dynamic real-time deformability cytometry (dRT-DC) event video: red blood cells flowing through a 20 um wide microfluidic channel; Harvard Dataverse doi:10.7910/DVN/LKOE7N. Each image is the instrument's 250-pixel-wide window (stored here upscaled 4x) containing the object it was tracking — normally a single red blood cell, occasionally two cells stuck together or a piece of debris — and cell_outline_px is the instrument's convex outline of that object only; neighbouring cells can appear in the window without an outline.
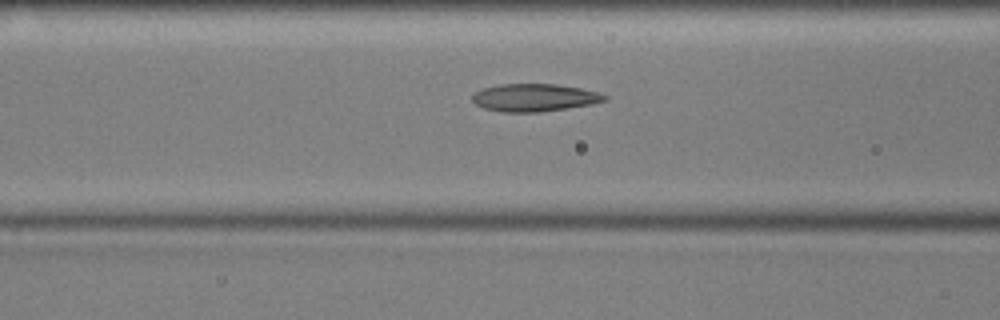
{"species": "common noctule bat (a hibernating species)", "species_latin": "Nyctalus noctula", "temperature_condition": "cold", "stored_images_in_passage": 36, "camera_frame_rate_fps": 3000, "um_per_image_px": 0.085, "animal": {"sex": "male", "body_mass_g": 17.9, "forearm_length_mm": 54.2}, "frame": {"image": 1, "passage_image": 9, "time_ms": 2.667, "image_size_px": [1000, 320], "cell_outline_px": [[608, 100], [588, 104], [540, 112], [504, 112], [484, 108], [476, 104], [472, 100], [472, 96], [476, 92], [484, 88], [500, 84], [556, 84], [580, 88], [600, 92], [608, 96]], "centroid_in_image_um": [45.43, 8.29], "position_along_channel_um": 121.2, "area_um2": 21.1}}
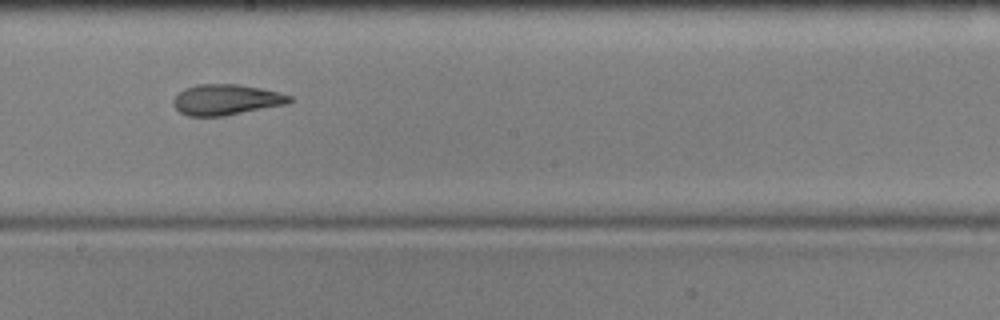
{"frame": {"image": 2, "passage_image": 18, "time_ms": 5.667, "image_size_px": [1000, 320], "cell_outline_px": [[292, 100], [288, 104], [224, 116], [188, 116], [180, 112], [172, 104], [172, 100], [184, 88], [196, 84], [240, 84], [280, 92], [292, 96]], "centroid_in_image_um": [19.23, 8.47], "position_along_channel_um": 229.0, "area_um2": 20.92}}
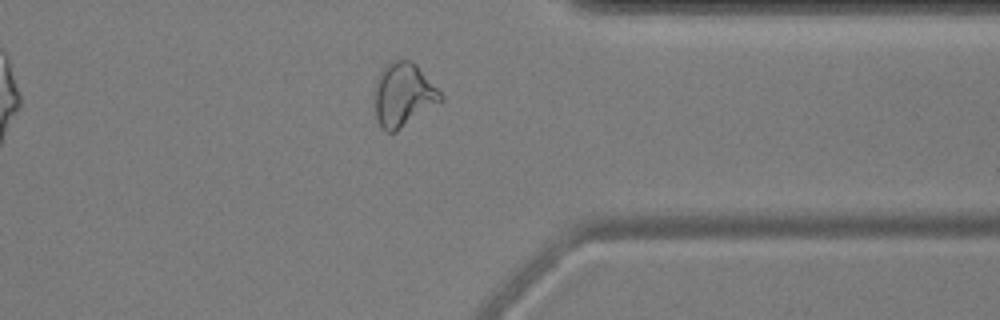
{"frame": {"image": 3, "passage_image": 31, "time_ms": 10.0, "image_size_px": [1000, 320], "cell_outline_px": [[444, 100], [396, 132], [388, 132], [380, 128], [376, 116], [372, 96], [376, 80], [380, 72], [392, 60], [412, 60], [416, 64], [444, 96]], "centroid_in_image_um": [34.26, 8.08], "position_along_channel_um": 377.1, "area_um2": 24.85}, "authors_computed_cell_mechanics": {"area_um2": 21.1259, "velocity_mm_per_s": 3.5871, "shape_relaxation_time_tau1_ms": 5.439, "shape_relaxation_time_tau2_ms": 2.3894, "deformation_change_tau1": 0.1918, "deformation_change_tau2": 0.1103}}